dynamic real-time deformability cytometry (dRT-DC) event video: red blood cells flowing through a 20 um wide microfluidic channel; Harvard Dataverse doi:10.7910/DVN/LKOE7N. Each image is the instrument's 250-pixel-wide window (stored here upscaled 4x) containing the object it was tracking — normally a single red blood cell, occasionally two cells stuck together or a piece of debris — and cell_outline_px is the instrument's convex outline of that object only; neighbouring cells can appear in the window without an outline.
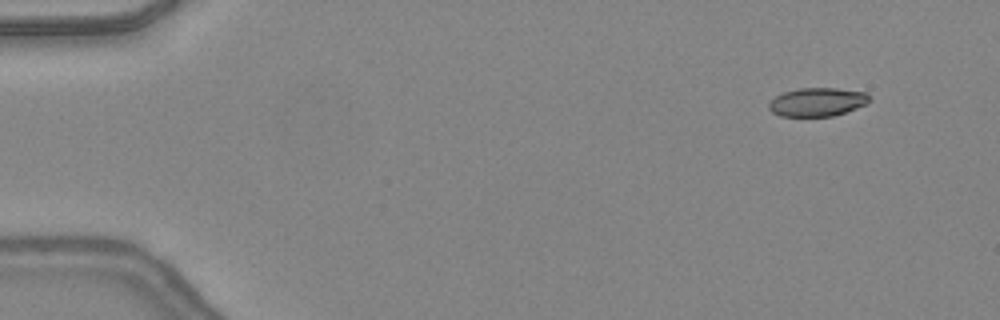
{"species": "common noctule bat (a hibernating species)", "species_latin": "Nyctalus noctula", "temperature_condition": "warm", "stored_images_in_passage": 45, "camera_frame_rate_fps": 3000, "um_per_image_px": 0.085, "animal": {"sex": "female", "body_mass_g": 24.6, "forearm_length_mm": 56.2}, "frame": {"image": 1, "passage_image": 2, "time_ms": 0.333, "image_size_px": [1000, 320], "cell_outline_px": [[868, 104], [832, 116], [780, 116], [772, 112], [768, 108], [768, 104], [776, 96], [784, 92], [800, 88], [836, 88], [868, 92]], "centroid_in_image_um": [69.47, 8.66], "position_along_channel_um": 15.5, "area_um2": 16.65}}
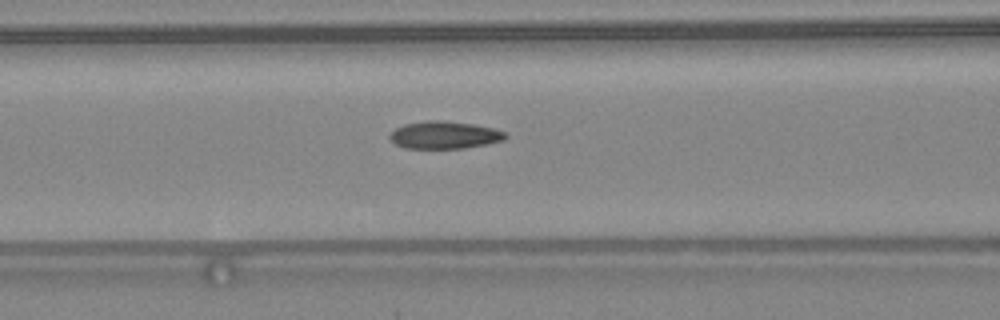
{"frame": {"image": 2, "passage_image": 18, "time_ms": 5.667, "image_size_px": [1000, 320], "cell_outline_px": [[508, 136], [504, 140], [488, 144], [464, 148], [404, 148], [396, 144], [388, 136], [396, 128], [404, 124], [428, 120], [440, 120], [472, 124], [492, 128], [508, 132]], "centroid_in_image_um": [37.81, 11.48], "position_along_channel_um": 128.8, "area_um2": 18.5}}
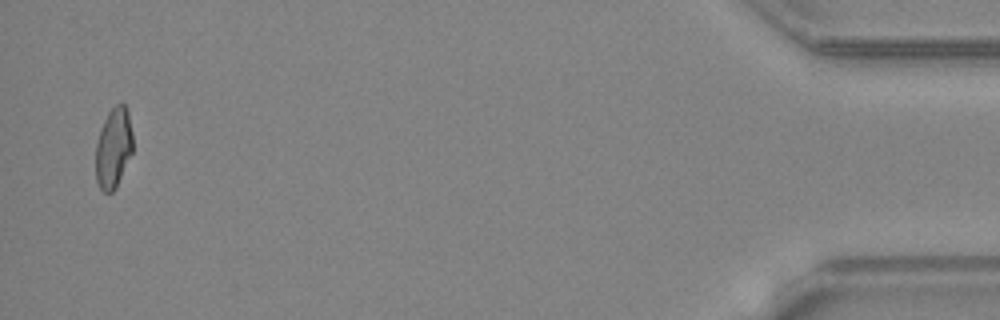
{"frame": {"image": 3, "passage_image": 44, "time_ms": 14.333, "image_size_px": [1000, 320], "cell_outline_px": [[132, 152], [116, 188], [112, 192], [104, 192], [100, 188], [96, 180], [96, 144], [100, 128], [108, 112], [116, 104], [124, 104], [128, 108], [132, 132]], "centroid_in_image_um": [9.64, 12.55], "position_along_channel_um": 425.6, "area_um2": 17.4}, "authors_computed_cell_mechanics": {"area_um2": 18.0336, "velocity_mm_per_s": 4.4262, "shape_relaxation_time_tau1_ms": null, "shape_relaxation_time_tau2_ms": 2.0178, "deformation_change_tau1": null, "deformation_change_tau2": 0.0967}}